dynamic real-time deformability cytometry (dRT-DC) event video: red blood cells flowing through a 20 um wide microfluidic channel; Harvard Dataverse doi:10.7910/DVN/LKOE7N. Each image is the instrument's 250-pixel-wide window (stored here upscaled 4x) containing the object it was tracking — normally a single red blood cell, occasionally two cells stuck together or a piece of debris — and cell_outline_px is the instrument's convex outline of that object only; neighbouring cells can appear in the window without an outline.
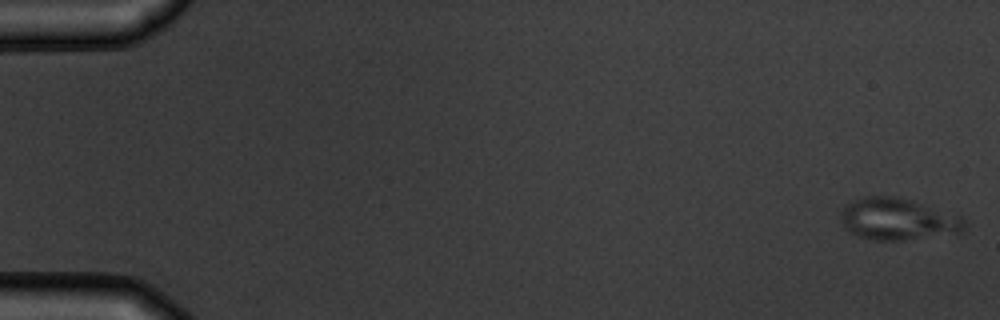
{"species": "common noctule bat (a hibernating species)", "species_latin": "Nyctalus noctula", "temperature_condition": "warm", "stored_images_in_passage": 5, "camera_frame_rate_fps": 3000, "um_per_image_px": 0.085, "animal": {"sex": "male", "body_mass_g": 19.5, "forearm_length_mm": 54.6}, "frame": {"image": 1, "passage_image": 1, "time_ms": 0.0, "image_size_px": [1000, 320], "cell_outline_px": [[968, 224], [960, 232], [904, 240], [876, 240], [860, 236], [848, 232], [844, 228], [840, 220], [840, 212], [852, 200], [864, 196], [896, 196], [960, 212]], "centroid_in_image_um": [76.38, 18.6], "position_along_channel_um": 8.6, "area_um2": 30.87}}